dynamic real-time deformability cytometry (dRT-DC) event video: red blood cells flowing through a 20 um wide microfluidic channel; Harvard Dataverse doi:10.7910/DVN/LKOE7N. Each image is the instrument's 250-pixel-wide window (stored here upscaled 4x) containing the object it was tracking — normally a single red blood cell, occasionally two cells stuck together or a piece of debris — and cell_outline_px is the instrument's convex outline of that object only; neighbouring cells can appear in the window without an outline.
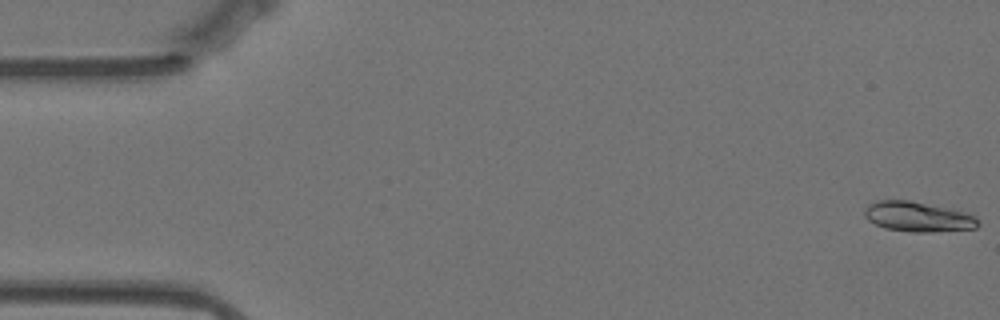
{"species": "Egyptian fruit bat (a non-hibernating species)", "species_latin": "Rousettus aegyptiacus", "temperature_condition": "warm", "stored_images_in_passage": 57, "camera_frame_rate_fps": 3000, "um_per_image_px": 0.085, "animal": {"sex": "female"}, "frame": {"image": 1, "passage_image": 1, "time_ms": 0.0, "image_size_px": [1000, 320], "cell_outline_px": [[980, 224], [976, 228], [932, 232], [912, 232], [884, 228], [868, 220], [864, 216], [864, 208], [868, 204], [876, 200], [908, 200], [968, 212], [976, 216]], "centroid_in_image_um": [78.02, 18.42], "position_along_channel_um": 7.0, "area_um2": 20.0}}
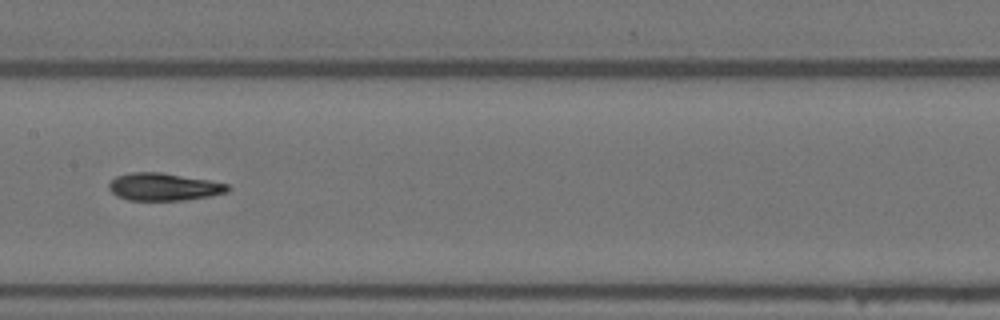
{"frame": {"image": 2, "passage_image": 28, "time_ms": 9.0, "image_size_px": [1000, 320], "cell_outline_px": [[232, 188], [228, 192], [208, 196], [184, 200], [128, 200], [116, 196], [108, 188], [108, 184], [116, 176], [132, 172], [160, 172], [208, 180], [228, 184]], "centroid_in_image_um": [13.91, 15.88], "position_along_channel_um": 193.5, "area_um2": 19.02}}
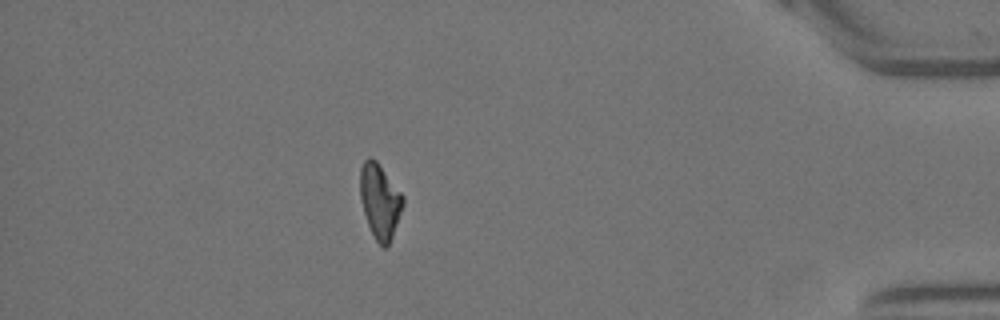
{"frame": {"image": 3, "passage_image": 50, "time_ms": 16.333, "image_size_px": [1000, 320], "cell_outline_px": [[404, 204], [392, 236], [388, 244], [384, 248], [376, 240], [368, 224], [360, 200], [360, 168], [364, 160], [368, 156], [372, 156], [376, 160], [404, 196]], "centroid_in_image_um": [32.28, 17.04], "position_along_channel_um": 402.9, "area_um2": 18.5}, "authors_computed_cell_mechanics": {"area_um2": 19.0162, "velocity_mm_per_s": 3.527, "shape_relaxation_time_tau1_ms": 6.6199, "shape_relaxation_time_tau2_ms": 1.9066, "deformation_change_tau1": 0.2149, "deformation_change_tau2": 0.0751}}